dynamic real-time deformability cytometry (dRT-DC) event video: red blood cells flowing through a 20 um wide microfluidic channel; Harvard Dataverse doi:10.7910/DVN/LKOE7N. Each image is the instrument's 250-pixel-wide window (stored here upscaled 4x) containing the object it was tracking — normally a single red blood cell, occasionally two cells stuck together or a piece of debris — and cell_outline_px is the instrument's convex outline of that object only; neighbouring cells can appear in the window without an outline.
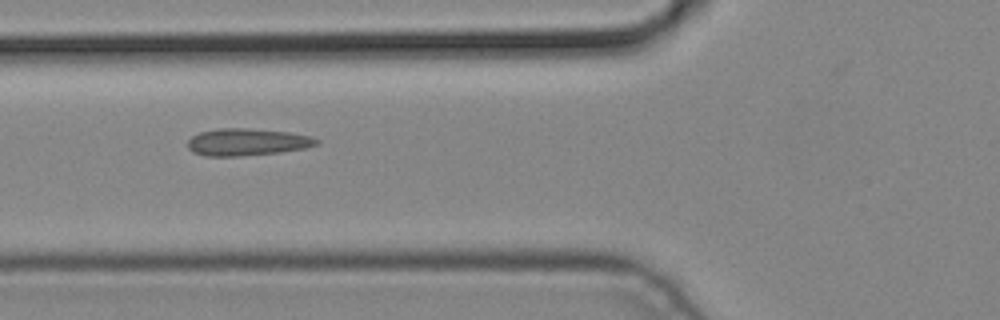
{"species": "common noctule bat (a hibernating species)", "species_latin": "Nyctalus noctula", "temperature_condition": "cold", "stored_images_in_passage": 6, "camera_frame_rate_fps": 3000, "um_per_image_px": 0.085, "animal": {"sex": "male", "body_mass_g": 19.2, "forearm_length_mm": 51.8}, "frame": {"image": 1, "passage_image": 5, "time_ms": 1.333, "image_size_px": [1000, 320], "cell_outline_px": [[320, 144], [308, 148], [280, 152], [240, 156], [204, 156], [192, 152], [188, 148], [188, 140], [192, 136], [200, 132], [220, 128], [248, 128], [288, 132], [308, 136], [320, 140]], "centroid_in_image_um": [21.01, 12.08], "position_along_channel_um": 104.8, "area_um2": 20.46}}
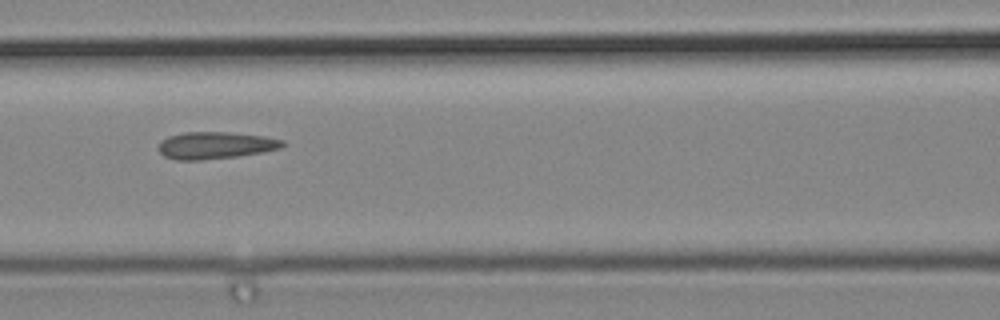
{"frame": {"image": 2, "passage_image": 6, "time_ms": 1.667, "image_size_px": [1000, 320], "cell_outline_px": [[284, 144], [280, 148], [260, 152], [236, 156], [200, 160], [176, 160], [164, 156], [156, 148], [160, 140], [168, 136], [184, 132], [228, 132], [264, 136], [284, 140]], "centroid_in_image_um": [18.24, 12.35], "position_along_channel_um": 148.4, "area_um2": 19.54}}